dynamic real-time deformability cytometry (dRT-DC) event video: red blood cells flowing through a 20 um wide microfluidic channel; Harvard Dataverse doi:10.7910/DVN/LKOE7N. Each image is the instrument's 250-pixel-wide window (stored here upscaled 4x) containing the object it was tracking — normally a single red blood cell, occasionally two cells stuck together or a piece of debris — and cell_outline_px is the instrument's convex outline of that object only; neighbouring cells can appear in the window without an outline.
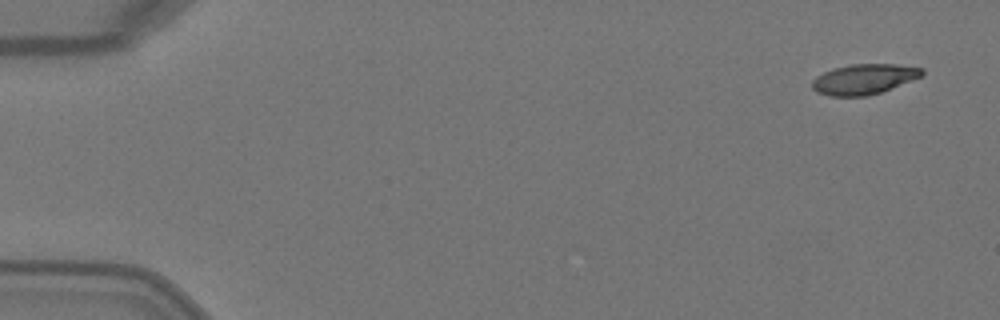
{"species": "Egyptian fruit bat (a non-hibernating species)", "species_latin": "Rousettus aegyptiacus", "temperature_condition": "warm", "stored_images_in_passage": 5, "camera_frame_rate_fps": 3000, "um_per_image_px": 0.085, "animal": {"sex": "female"}, "frame": {"image": 1, "passage_image": 1, "time_ms": 0.0, "image_size_px": [1000, 320], "cell_outline_px": [[924, 72], [920, 76], [880, 92], [868, 96], [832, 96], [816, 92], [812, 88], [812, 80], [816, 76], [832, 68], [852, 64], [896, 64], [924, 68]], "centroid_in_image_um": [73.39, 6.72], "position_along_channel_um": 11.6, "area_um2": 19.19}}
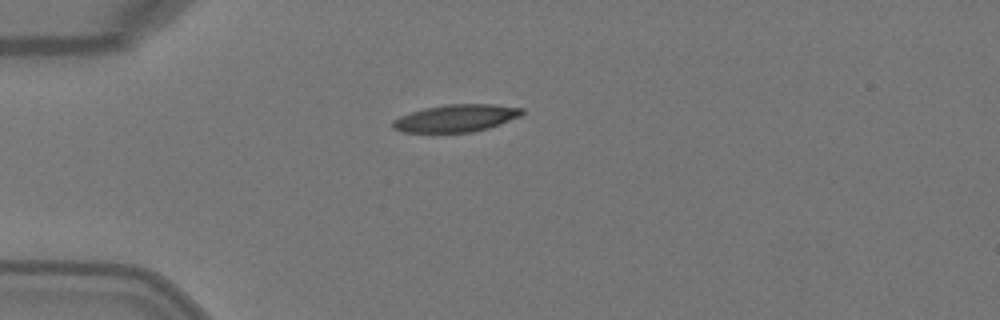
{"frame": {"image": 2, "passage_image": 4, "time_ms": 1.0, "image_size_px": [1000, 320], "cell_outline_px": [[524, 112], [520, 116], [500, 124], [488, 128], [472, 132], [404, 132], [392, 128], [392, 120], [400, 116], [424, 108], [444, 104], [496, 104], [524, 108]], "centroid_in_image_um": [38.78, 10.03], "position_along_channel_um": 46.2, "area_um2": 20.63}}